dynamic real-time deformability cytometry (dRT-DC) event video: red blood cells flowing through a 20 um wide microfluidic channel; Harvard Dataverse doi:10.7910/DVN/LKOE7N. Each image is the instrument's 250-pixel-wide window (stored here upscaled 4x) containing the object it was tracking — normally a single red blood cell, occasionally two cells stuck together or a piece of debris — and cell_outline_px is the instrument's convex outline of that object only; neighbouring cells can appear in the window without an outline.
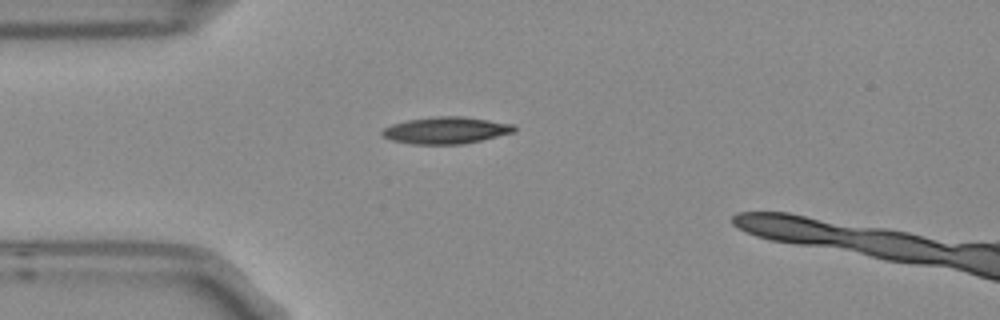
{"species": "Egyptian fruit bat (a non-hibernating species)", "species_latin": "Rousettus aegyptiacus", "temperature_condition": "room temperature", "stored_images_in_passage": 3, "camera_frame_rate_fps": 3000, "um_per_image_px": 0.085, "frame": {"image": 1, "passage_image": 1, "time_ms": 0.0, "image_size_px": [1000, 320], "cell_outline_px": [[516, 132], [480, 140], [460, 144], [412, 144], [392, 140], [380, 136], [380, 132], [384, 128], [392, 124], [408, 120], [436, 116], [460, 116], [488, 120], [512, 124], [516, 128]], "centroid_in_image_um": [37.87, 11.08], "position_along_channel_um": 47.1, "area_um2": 20.52}}